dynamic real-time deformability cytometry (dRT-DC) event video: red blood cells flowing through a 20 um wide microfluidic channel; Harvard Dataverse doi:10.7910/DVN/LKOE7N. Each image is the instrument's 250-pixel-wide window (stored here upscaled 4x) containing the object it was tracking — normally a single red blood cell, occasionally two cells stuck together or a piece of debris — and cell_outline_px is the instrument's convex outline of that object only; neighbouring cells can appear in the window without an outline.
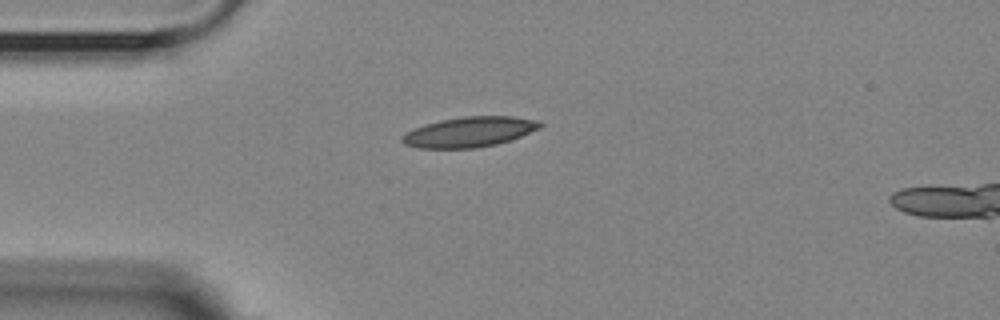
{"species": "Egyptian fruit bat (a non-hibernating species)", "species_latin": "Rousettus aegyptiacus", "temperature_condition": "room temperature", "stored_images_in_passage": 3, "camera_frame_rate_fps": 3000, "um_per_image_px": 0.085, "animal": {"sex": "female"}, "frame": {"image": 1, "passage_image": 1, "time_ms": 0.0, "image_size_px": [1000, 320], "cell_outline_px": [[544, 124], [540, 128], [520, 136], [496, 144], [476, 148], [416, 148], [404, 144], [400, 140], [400, 136], [424, 124], [440, 120], [464, 116], [512, 116], [540, 120]], "centroid_in_image_um": [39.89, 11.21], "position_along_channel_um": 45.1, "area_um2": 24.28}}
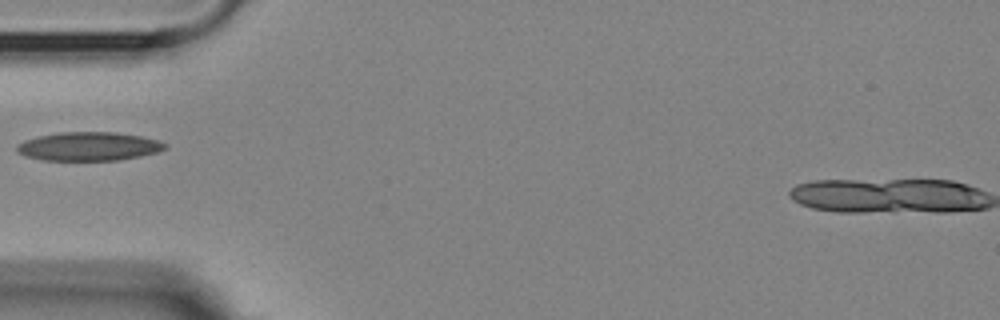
{"frame": {"image": 2, "passage_image": 2, "time_ms": 1.333, "image_size_px": [1000, 320], "cell_outline_px": [[168, 148], [156, 152], [140, 156], [120, 160], [44, 160], [24, 156], [16, 152], [16, 144], [24, 140], [40, 136], [60, 132], [116, 132], [140, 136], [160, 140], [168, 144]], "centroid_in_image_um": [7.55, 12.44], "position_along_channel_um": 77.5, "area_um2": 24.91}}
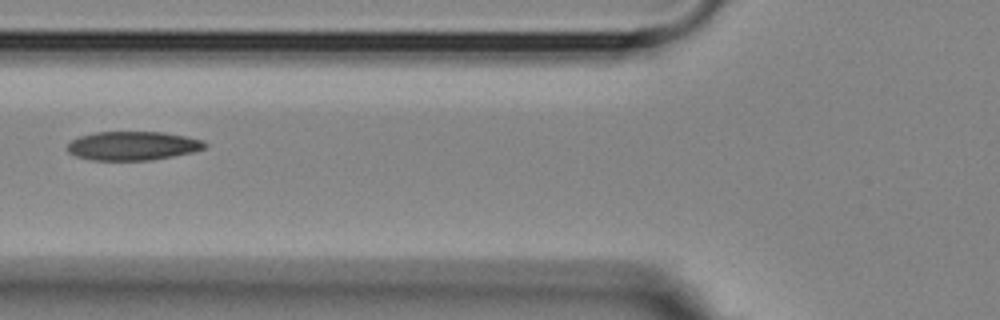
{"frame": {"image": 3, "passage_image": 3, "time_ms": 2.333, "image_size_px": [1000, 320], "cell_outline_px": [[208, 144], [204, 148], [192, 152], [152, 160], [92, 160], [76, 156], [68, 152], [68, 144], [72, 140], [80, 136], [96, 132], [164, 132], [204, 140]], "centroid_in_image_um": [11.29, 12.39], "position_along_channel_um": 114.5, "area_um2": 23.0}}